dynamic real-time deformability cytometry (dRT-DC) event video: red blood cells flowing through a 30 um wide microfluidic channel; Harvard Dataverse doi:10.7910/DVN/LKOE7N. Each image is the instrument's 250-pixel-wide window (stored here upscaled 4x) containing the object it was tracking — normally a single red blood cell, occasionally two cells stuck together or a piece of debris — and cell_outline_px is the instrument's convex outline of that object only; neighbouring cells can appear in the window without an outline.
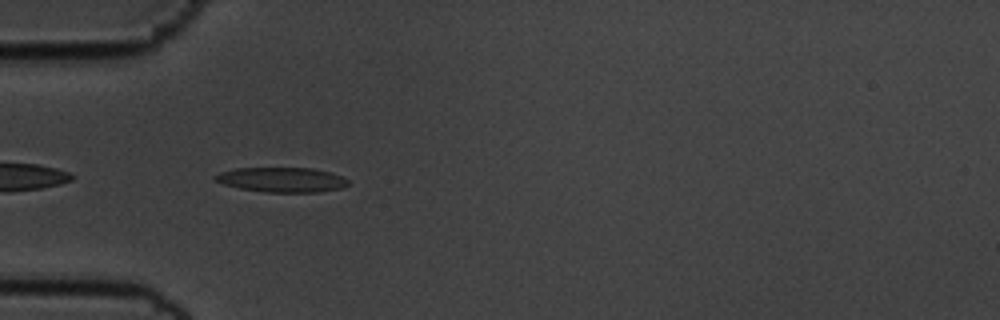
{"species": "common noctule bat (a hibernating species)", "species_latin": "Nyctalus noctula", "temperature_condition": "cold", "stored_images_in_passage": 41, "camera_frame_rate_fps": 3000, "um_per_image_px": 0.085, "animal": {"sex": "male", "body_mass_g": 19.5, "forearm_length_mm": 54.6}, "frame": {"image": 1, "passage_image": 2, "time_ms": 0.333, "image_size_px": [1000, 320], "cell_outline_px": [[348, 184], [340, 188], [320, 192], [264, 192], [240, 188], [224, 184], [212, 180], [212, 176], [220, 172], [236, 168], [312, 168], [332, 172], [348, 180]], "centroid_in_image_um": [23.92, 15.27], "position_along_channel_um": 61.1, "area_um2": 19.25}}
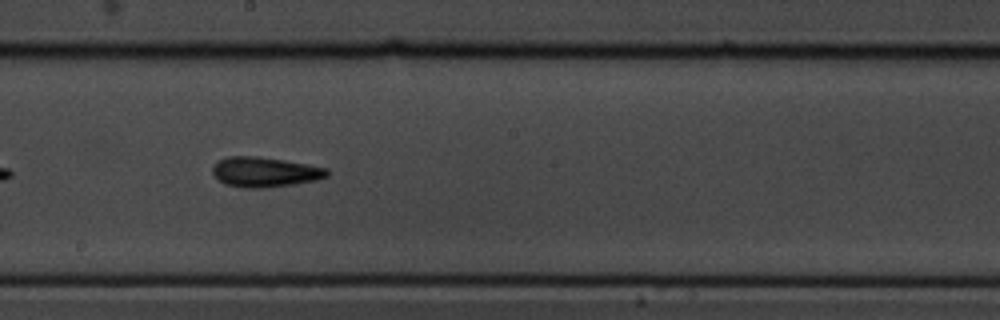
{"frame": {"image": 2, "passage_image": 16, "time_ms": 5.0, "image_size_px": [1000, 320], "cell_outline_px": [[328, 176], [316, 180], [292, 184], [264, 188], [244, 188], [224, 184], [212, 172], [212, 164], [228, 156], [256, 156], [284, 160], [308, 164], [328, 168]], "centroid_in_image_um": [22.5, 14.62], "position_along_channel_um": 225.7, "area_um2": 20.0}}
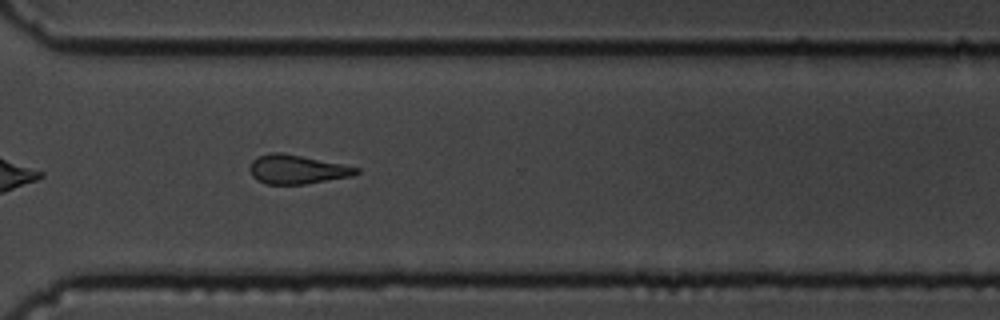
{"frame": {"image": 3, "passage_image": 26, "time_ms": 8.333, "image_size_px": [1000, 320], "cell_outline_px": [[360, 172], [352, 176], [304, 184], [268, 184], [256, 180], [252, 176], [248, 168], [252, 160], [256, 156], [272, 152], [280, 152], [344, 164], [360, 168]], "centroid_in_image_um": [25.22, 14.39], "position_along_channel_um": 345.4, "area_um2": 18.09}, "authors_computed_cell_mechanics": {"area_um2": 18.3804, "velocity_mm_per_s": 3.5993, "shape_relaxation_time_tau1_ms": 5.7093, "shape_relaxation_time_tau2_ms": 10.266, "deformation_change_tau1": 0.143, "deformation_change_tau2": 0.2224}}